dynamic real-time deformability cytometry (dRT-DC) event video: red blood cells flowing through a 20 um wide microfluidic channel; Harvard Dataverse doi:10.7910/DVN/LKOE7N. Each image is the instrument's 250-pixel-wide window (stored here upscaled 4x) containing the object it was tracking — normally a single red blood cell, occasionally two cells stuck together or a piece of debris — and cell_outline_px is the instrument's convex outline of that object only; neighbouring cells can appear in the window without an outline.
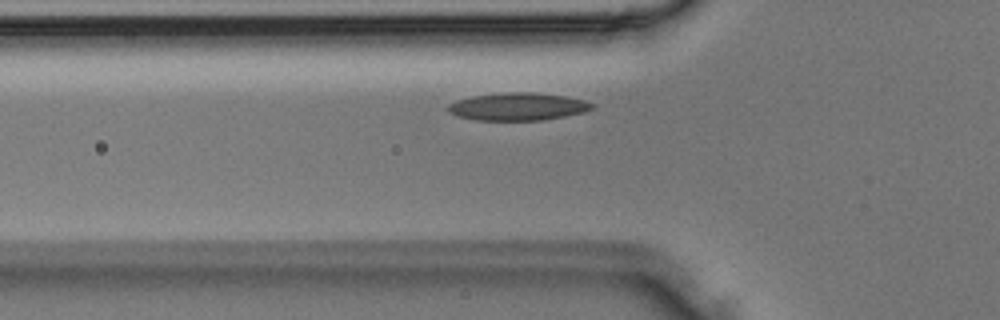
{"species": "Egyptian fruit bat (a non-hibernating species)", "species_latin": "Rousettus aegyptiacus", "temperature_condition": "room temperature", "stored_images_in_passage": 8, "camera_frame_rate_fps": 3000, "um_per_image_px": 0.085, "animal": {"sex": "male"}, "frame": {"image": 1, "passage_image": 6, "time_ms": 1.667, "image_size_px": [1000, 320], "cell_outline_px": [[596, 108], [584, 112], [564, 116], [540, 120], [476, 120], [456, 116], [448, 112], [444, 108], [448, 104], [456, 100], [472, 96], [504, 92], [536, 92], [564, 96], [584, 100], [596, 104]], "centroid_in_image_um": [44.0, 9.05], "position_along_channel_um": 81.8, "area_um2": 23.47}}